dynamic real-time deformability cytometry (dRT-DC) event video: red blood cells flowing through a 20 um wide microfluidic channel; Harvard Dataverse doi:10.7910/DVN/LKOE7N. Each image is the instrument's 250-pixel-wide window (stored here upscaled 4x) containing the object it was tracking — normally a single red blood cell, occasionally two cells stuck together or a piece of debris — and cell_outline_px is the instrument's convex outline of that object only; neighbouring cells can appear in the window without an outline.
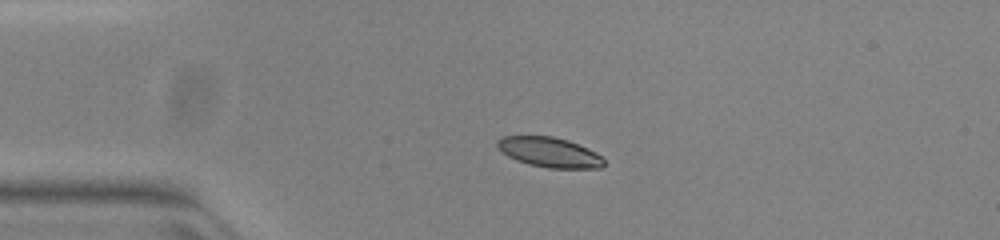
{"species": "common noctule bat (a hibernating species)", "species_latin": "Nyctalus noctula", "temperature_condition": "warm", "stored_images_in_passage": 41, "camera_frame_rate_fps": 3000, "um_per_image_px": 0.085, "animal": {"sex": "female", "body_mass_g": 23.0, "forearm_length_mm": 53.4}, "frame": {"image": 1, "passage_image": 1, "time_ms": 0.0, "image_size_px": [1000, 240], "cell_outline_px": [[604, 164], [600, 168], [548, 168], [528, 164], [516, 160], [508, 156], [496, 144], [496, 140], [504, 136], [552, 136], [568, 140], [588, 148], [596, 152], [604, 160]], "centroid_in_image_um": [46.71, 12.94], "position_along_channel_um": 38.3, "area_um2": 18.5}}
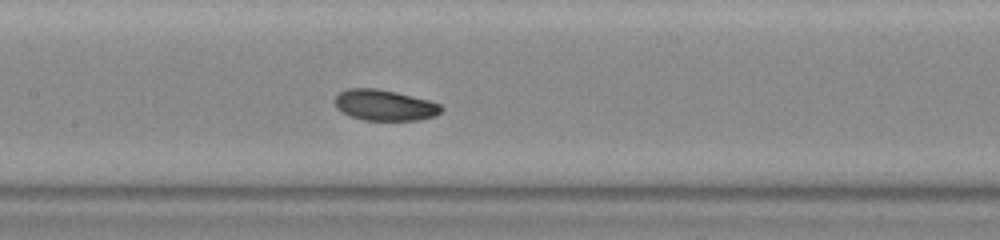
{"frame": {"image": 2, "passage_image": 14, "time_ms": 4.333, "image_size_px": [1000, 240], "cell_outline_px": [[444, 108], [436, 116], [420, 120], [364, 120], [340, 112], [336, 108], [336, 96], [340, 92], [348, 88], [376, 88], [396, 92], [428, 100], [440, 104]], "centroid_in_image_um": [32.7, 8.94], "position_along_channel_um": 174.7, "area_um2": 19.13}}
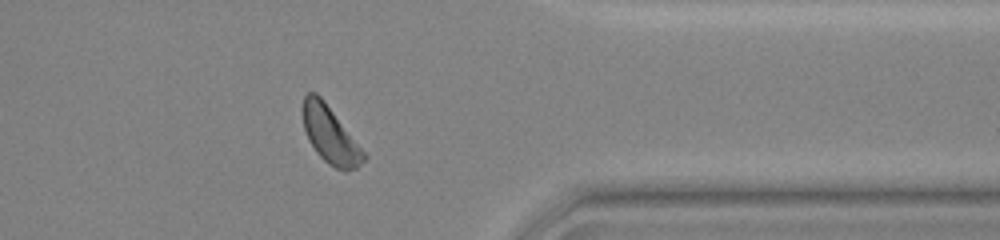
{"frame": {"image": 3, "passage_image": 31, "time_ms": 10.0, "image_size_px": [1000, 240], "cell_outline_px": [[368, 156], [356, 168], [344, 172], [328, 164], [316, 152], [308, 140], [304, 128], [300, 112], [300, 108], [304, 96], [308, 92], [316, 92], [324, 100]], "centroid_in_image_um": [28.02, 11.44], "position_along_channel_um": 383.4, "area_um2": 20.46}, "authors_computed_cell_mechanics": {"area_um2": 19.652, "velocity_mm_per_s": 3.919, "shape_relaxation_time_tau1_ms": 1.5259, "shape_relaxation_time_tau2_ms": null, "deformation_change_tau1": 0.0752, "deformation_change_tau2": null}}